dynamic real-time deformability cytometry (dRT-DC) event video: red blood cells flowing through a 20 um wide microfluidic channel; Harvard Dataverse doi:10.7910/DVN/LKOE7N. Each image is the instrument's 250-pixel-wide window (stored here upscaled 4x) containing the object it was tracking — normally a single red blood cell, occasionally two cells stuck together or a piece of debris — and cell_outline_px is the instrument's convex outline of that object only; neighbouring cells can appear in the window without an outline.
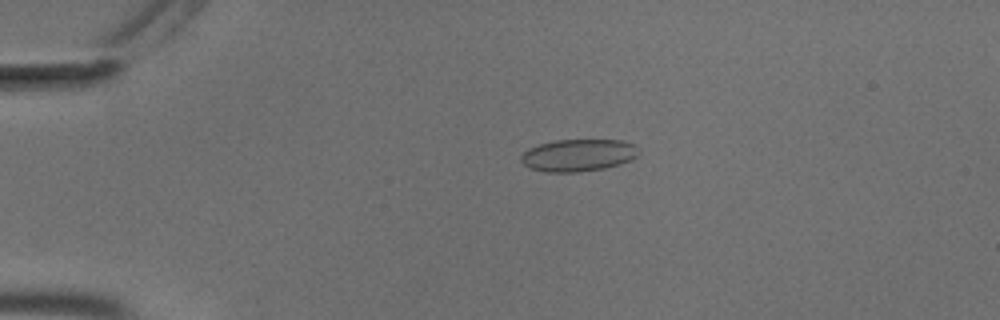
{"species": "common noctule bat (a hibernating species)", "species_latin": "Nyctalus noctula", "temperature_condition": "cold", "stored_images_in_passage": 56, "camera_frame_rate_fps": 3000, "um_per_image_px": 0.085, "animal": {"sex": "male", "body_mass_g": 18.8}, "frame": {"image": 1, "passage_image": 13, "time_ms": 4.0, "image_size_px": [1000, 320], "cell_outline_px": [[640, 152], [632, 160], [620, 164], [604, 168], [580, 172], [544, 172], [528, 168], [520, 160], [520, 156], [528, 148], [540, 144], [556, 140], [624, 140], [636, 144]], "centroid_in_image_um": [49.17, 13.19], "position_along_channel_um": 35.8, "area_um2": 22.37}}
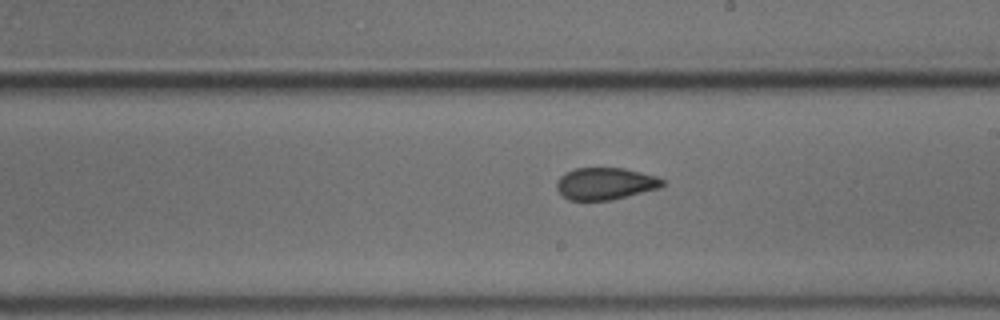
{"frame": {"image": 2, "passage_image": 33, "time_ms": 10.667, "image_size_px": [1000, 320], "cell_outline_px": [[664, 184], [660, 188], [608, 200], [568, 200], [556, 188], [556, 180], [564, 172], [576, 168], [624, 168], [656, 176], [664, 180]], "centroid_in_image_um": [51.42, 15.6], "position_along_channel_um": 237.6, "area_um2": 19.65}}
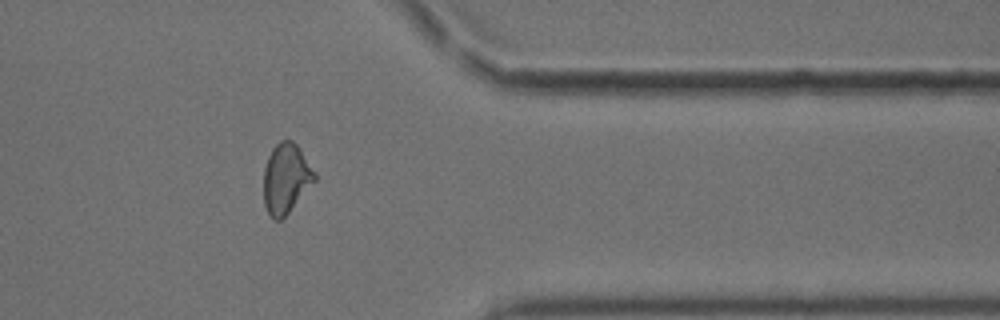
{"frame": {"image": 3, "passage_image": 46, "time_ms": 15.0, "image_size_px": [1000, 320], "cell_outline_px": [[316, 180], [288, 212], [280, 220], [272, 220], [264, 204], [264, 168], [268, 156], [272, 148], [280, 140], [292, 140], [300, 148], [316, 172]], "centroid_in_image_um": [24.31, 15.14], "position_along_channel_um": 387.1, "area_um2": 20.75}, "authors_computed_cell_mechanics": {"area_um2": 20.6924, "velocity_mm_per_s": 3.6873, "shape_relaxation_time_tau1_ms": null, "shape_relaxation_time_tau2_ms": 1.5491, "deformation_change_tau1": null, "deformation_change_tau2": 0.0626}}